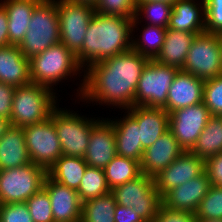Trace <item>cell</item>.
I'll use <instances>...</instances> for the list:
<instances>
[{
	"label": "cell",
	"mask_w": 222,
	"mask_h": 222,
	"mask_svg": "<svg viewBox=\"0 0 222 222\" xmlns=\"http://www.w3.org/2000/svg\"><path fill=\"white\" fill-rule=\"evenodd\" d=\"M150 60L130 49L88 65L81 84L80 99L130 109L142 71Z\"/></svg>",
	"instance_id": "cell-1"
},
{
	"label": "cell",
	"mask_w": 222,
	"mask_h": 222,
	"mask_svg": "<svg viewBox=\"0 0 222 222\" xmlns=\"http://www.w3.org/2000/svg\"><path fill=\"white\" fill-rule=\"evenodd\" d=\"M131 34L132 18L95 12L76 59L83 69L88 64L127 52L131 49Z\"/></svg>",
	"instance_id": "cell-2"
},
{
	"label": "cell",
	"mask_w": 222,
	"mask_h": 222,
	"mask_svg": "<svg viewBox=\"0 0 222 222\" xmlns=\"http://www.w3.org/2000/svg\"><path fill=\"white\" fill-rule=\"evenodd\" d=\"M60 42L57 1L42 0L34 9L28 30L18 45L27 59Z\"/></svg>",
	"instance_id": "cell-3"
},
{
	"label": "cell",
	"mask_w": 222,
	"mask_h": 222,
	"mask_svg": "<svg viewBox=\"0 0 222 222\" xmlns=\"http://www.w3.org/2000/svg\"><path fill=\"white\" fill-rule=\"evenodd\" d=\"M52 90L36 83L15 87L10 124L23 128L49 118L57 105Z\"/></svg>",
	"instance_id": "cell-4"
},
{
	"label": "cell",
	"mask_w": 222,
	"mask_h": 222,
	"mask_svg": "<svg viewBox=\"0 0 222 222\" xmlns=\"http://www.w3.org/2000/svg\"><path fill=\"white\" fill-rule=\"evenodd\" d=\"M29 68L31 83L44 85L51 89L54 84L71 76V73L74 76L83 70L76 55L61 42L29 59Z\"/></svg>",
	"instance_id": "cell-5"
},
{
	"label": "cell",
	"mask_w": 222,
	"mask_h": 222,
	"mask_svg": "<svg viewBox=\"0 0 222 222\" xmlns=\"http://www.w3.org/2000/svg\"><path fill=\"white\" fill-rule=\"evenodd\" d=\"M118 205L131 207L145 222H153L162 204L153 177L142 173L134 180L110 190Z\"/></svg>",
	"instance_id": "cell-6"
},
{
	"label": "cell",
	"mask_w": 222,
	"mask_h": 222,
	"mask_svg": "<svg viewBox=\"0 0 222 222\" xmlns=\"http://www.w3.org/2000/svg\"><path fill=\"white\" fill-rule=\"evenodd\" d=\"M46 176L47 171L32 162L0 170V204L26 202L43 188Z\"/></svg>",
	"instance_id": "cell-7"
},
{
	"label": "cell",
	"mask_w": 222,
	"mask_h": 222,
	"mask_svg": "<svg viewBox=\"0 0 222 222\" xmlns=\"http://www.w3.org/2000/svg\"><path fill=\"white\" fill-rule=\"evenodd\" d=\"M180 69L150 60L142 71L134 98V106L164 108L168 91Z\"/></svg>",
	"instance_id": "cell-8"
},
{
	"label": "cell",
	"mask_w": 222,
	"mask_h": 222,
	"mask_svg": "<svg viewBox=\"0 0 222 222\" xmlns=\"http://www.w3.org/2000/svg\"><path fill=\"white\" fill-rule=\"evenodd\" d=\"M60 109L56 106L50 117L60 140L62 155L84 158L93 124L97 120Z\"/></svg>",
	"instance_id": "cell-9"
},
{
	"label": "cell",
	"mask_w": 222,
	"mask_h": 222,
	"mask_svg": "<svg viewBox=\"0 0 222 222\" xmlns=\"http://www.w3.org/2000/svg\"><path fill=\"white\" fill-rule=\"evenodd\" d=\"M180 70L203 80L222 75L221 49L217 34H197Z\"/></svg>",
	"instance_id": "cell-10"
},
{
	"label": "cell",
	"mask_w": 222,
	"mask_h": 222,
	"mask_svg": "<svg viewBox=\"0 0 222 222\" xmlns=\"http://www.w3.org/2000/svg\"><path fill=\"white\" fill-rule=\"evenodd\" d=\"M23 132L30 161L48 171L62 155L52 118L23 127Z\"/></svg>",
	"instance_id": "cell-11"
},
{
	"label": "cell",
	"mask_w": 222,
	"mask_h": 222,
	"mask_svg": "<svg viewBox=\"0 0 222 222\" xmlns=\"http://www.w3.org/2000/svg\"><path fill=\"white\" fill-rule=\"evenodd\" d=\"M57 12L60 23V42L76 55L82 49L95 9L88 4L57 0Z\"/></svg>",
	"instance_id": "cell-12"
},
{
	"label": "cell",
	"mask_w": 222,
	"mask_h": 222,
	"mask_svg": "<svg viewBox=\"0 0 222 222\" xmlns=\"http://www.w3.org/2000/svg\"><path fill=\"white\" fill-rule=\"evenodd\" d=\"M211 116L204 102L169 114V130L184 151H191Z\"/></svg>",
	"instance_id": "cell-13"
},
{
	"label": "cell",
	"mask_w": 222,
	"mask_h": 222,
	"mask_svg": "<svg viewBox=\"0 0 222 222\" xmlns=\"http://www.w3.org/2000/svg\"><path fill=\"white\" fill-rule=\"evenodd\" d=\"M205 171V160L184 151L168 167L153 176L154 186L163 197L171 189L185 184Z\"/></svg>",
	"instance_id": "cell-14"
},
{
	"label": "cell",
	"mask_w": 222,
	"mask_h": 222,
	"mask_svg": "<svg viewBox=\"0 0 222 222\" xmlns=\"http://www.w3.org/2000/svg\"><path fill=\"white\" fill-rule=\"evenodd\" d=\"M43 189L49 195L54 222H80L82 202L77 190L53 180L48 174Z\"/></svg>",
	"instance_id": "cell-15"
},
{
	"label": "cell",
	"mask_w": 222,
	"mask_h": 222,
	"mask_svg": "<svg viewBox=\"0 0 222 222\" xmlns=\"http://www.w3.org/2000/svg\"><path fill=\"white\" fill-rule=\"evenodd\" d=\"M117 155L116 138L113 124L107 120H99L93 124L89 145L84 159L88 166L104 169Z\"/></svg>",
	"instance_id": "cell-16"
},
{
	"label": "cell",
	"mask_w": 222,
	"mask_h": 222,
	"mask_svg": "<svg viewBox=\"0 0 222 222\" xmlns=\"http://www.w3.org/2000/svg\"><path fill=\"white\" fill-rule=\"evenodd\" d=\"M211 185L204 171L198 177L168 191L162 197V204L169 209L195 213Z\"/></svg>",
	"instance_id": "cell-17"
},
{
	"label": "cell",
	"mask_w": 222,
	"mask_h": 222,
	"mask_svg": "<svg viewBox=\"0 0 222 222\" xmlns=\"http://www.w3.org/2000/svg\"><path fill=\"white\" fill-rule=\"evenodd\" d=\"M205 80L179 70L168 91L166 106L168 114L176 109L203 102Z\"/></svg>",
	"instance_id": "cell-18"
},
{
	"label": "cell",
	"mask_w": 222,
	"mask_h": 222,
	"mask_svg": "<svg viewBox=\"0 0 222 222\" xmlns=\"http://www.w3.org/2000/svg\"><path fill=\"white\" fill-rule=\"evenodd\" d=\"M184 150L181 148L170 130L160 136L155 143L146 148L140 162L141 172L155 176L168 167Z\"/></svg>",
	"instance_id": "cell-19"
},
{
	"label": "cell",
	"mask_w": 222,
	"mask_h": 222,
	"mask_svg": "<svg viewBox=\"0 0 222 222\" xmlns=\"http://www.w3.org/2000/svg\"><path fill=\"white\" fill-rule=\"evenodd\" d=\"M128 113L138 122L143 150L169 130V114L163 108L133 106Z\"/></svg>",
	"instance_id": "cell-20"
},
{
	"label": "cell",
	"mask_w": 222,
	"mask_h": 222,
	"mask_svg": "<svg viewBox=\"0 0 222 222\" xmlns=\"http://www.w3.org/2000/svg\"><path fill=\"white\" fill-rule=\"evenodd\" d=\"M0 82L13 87L31 83L29 59L18 45L0 47Z\"/></svg>",
	"instance_id": "cell-21"
},
{
	"label": "cell",
	"mask_w": 222,
	"mask_h": 222,
	"mask_svg": "<svg viewBox=\"0 0 222 222\" xmlns=\"http://www.w3.org/2000/svg\"><path fill=\"white\" fill-rule=\"evenodd\" d=\"M205 3H195L193 0H176L172 5L170 22L167 29L182 32H205Z\"/></svg>",
	"instance_id": "cell-22"
},
{
	"label": "cell",
	"mask_w": 222,
	"mask_h": 222,
	"mask_svg": "<svg viewBox=\"0 0 222 222\" xmlns=\"http://www.w3.org/2000/svg\"><path fill=\"white\" fill-rule=\"evenodd\" d=\"M31 163L23 128L12 126L0 138V170L11 169Z\"/></svg>",
	"instance_id": "cell-23"
},
{
	"label": "cell",
	"mask_w": 222,
	"mask_h": 222,
	"mask_svg": "<svg viewBox=\"0 0 222 222\" xmlns=\"http://www.w3.org/2000/svg\"><path fill=\"white\" fill-rule=\"evenodd\" d=\"M109 121L114 127L117 155L141 162L144 150L139 139L138 122L128 112L120 121Z\"/></svg>",
	"instance_id": "cell-24"
},
{
	"label": "cell",
	"mask_w": 222,
	"mask_h": 222,
	"mask_svg": "<svg viewBox=\"0 0 222 222\" xmlns=\"http://www.w3.org/2000/svg\"><path fill=\"white\" fill-rule=\"evenodd\" d=\"M42 0H4L0 2L8 15L9 45H19L26 34L31 15Z\"/></svg>",
	"instance_id": "cell-25"
},
{
	"label": "cell",
	"mask_w": 222,
	"mask_h": 222,
	"mask_svg": "<svg viewBox=\"0 0 222 222\" xmlns=\"http://www.w3.org/2000/svg\"><path fill=\"white\" fill-rule=\"evenodd\" d=\"M197 34L167 29L164 43L157 58V62L181 69L188 51Z\"/></svg>",
	"instance_id": "cell-26"
},
{
	"label": "cell",
	"mask_w": 222,
	"mask_h": 222,
	"mask_svg": "<svg viewBox=\"0 0 222 222\" xmlns=\"http://www.w3.org/2000/svg\"><path fill=\"white\" fill-rule=\"evenodd\" d=\"M87 166L83 157L61 155L47 174L68 188L78 190Z\"/></svg>",
	"instance_id": "cell-27"
},
{
	"label": "cell",
	"mask_w": 222,
	"mask_h": 222,
	"mask_svg": "<svg viewBox=\"0 0 222 222\" xmlns=\"http://www.w3.org/2000/svg\"><path fill=\"white\" fill-rule=\"evenodd\" d=\"M191 152L204 160L222 153V116L209 117Z\"/></svg>",
	"instance_id": "cell-28"
},
{
	"label": "cell",
	"mask_w": 222,
	"mask_h": 222,
	"mask_svg": "<svg viewBox=\"0 0 222 222\" xmlns=\"http://www.w3.org/2000/svg\"><path fill=\"white\" fill-rule=\"evenodd\" d=\"M103 170L110 190L142 174L139 161L118 155Z\"/></svg>",
	"instance_id": "cell-29"
},
{
	"label": "cell",
	"mask_w": 222,
	"mask_h": 222,
	"mask_svg": "<svg viewBox=\"0 0 222 222\" xmlns=\"http://www.w3.org/2000/svg\"><path fill=\"white\" fill-rule=\"evenodd\" d=\"M116 205L111 193L84 201L80 222H115Z\"/></svg>",
	"instance_id": "cell-30"
},
{
	"label": "cell",
	"mask_w": 222,
	"mask_h": 222,
	"mask_svg": "<svg viewBox=\"0 0 222 222\" xmlns=\"http://www.w3.org/2000/svg\"><path fill=\"white\" fill-rule=\"evenodd\" d=\"M167 28L160 26H144L141 39L131 41V49L149 60H155L159 55L165 40ZM142 40V41H139Z\"/></svg>",
	"instance_id": "cell-31"
},
{
	"label": "cell",
	"mask_w": 222,
	"mask_h": 222,
	"mask_svg": "<svg viewBox=\"0 0 222 222\" xmlns=\"http://www.w3.org/2000/svg\"><path fill=\"white\" fill-rule=\"evenodd\" d=\"M77 192L82 203L109 194L104 170L87 166Z\"/></svg>",
	"instance_id": "cell-32"
},
{
	"label": "cell",
	"mask_w": 222,
	"mask_h": 222,
	"mask_svg": "<svg viewBox=\"0 0 222 222\" xmlns=\"http://www.w3.org/2000/svg\"><path fill=\"white\" fill-rule=\"evenodd\" d=\"M171 11L172 5L164 2H137L136 14L132 19V32L134 27L137 28L136 24L139 23V15L142 16V13L146 20H149L148 25L168 28Z\"/></svg>",
	"instance_id": "cell-33"
},
{
	"label": "cell",
	"mask_w": 222,
	"mask_h": 222,
	"mask_svg": "<svg viewBox=\"0 0 222 222\" xmlns=\"http://www.w3.org/2000/svg\"><path fill=\"white\" fill-rule=\"evenodd\" d=\"M196 220L222 219V187L211 185L195 212Z\"/></svg>",
	"instance_id": "cell-34"
},
{
	"label": "cell",
	"mask_w": 222,
	"mask_h": 222,
	"mask_svg": "<svg viewBox=\"0 0 222 222\" xmlns=\"http://www.w3.org/2000/svg\"><path fill=\"white\" fill-rule=\"evenodd\" d=\"M34 222H54L51 201L48 193L42 188L26 202Z\"/></svg>",
	"instance_id": "cell-35"
},
{
	"label": "cell",
	"mask_w": 222,
	"mask_h": 222,
	"mask_svg": "<svg viewBox=\"0 0 222 222\" xmlns=\"http://www.w3.org/2000/svg\"><path fill=\"white\" fill-rule=\"evenodd\" d=\"M95 12L106 15H117L134 18L137 9L136 0H98Z\"/></svg>",
	"instance_id": "cell-36"
},
{
	"label": "cell",
	"mask_w": 222,
	"mask_h": 222,
	"mask_svg": "<svg viewBox=\"0 0 222 222\" xmlns=\"http://www.w3.org/2000/svg\"><path fill=\"white\" fill-rule=\"evenodd\" d=\"M203 102L211 115L222 116V75L205 80Z\"/></svg>",
	"instance_id": "cell-37"
},
{
	"label": "cell",
	"mask_w": 222,
	"mask_h": 222,
	"mask_svg": "<svg viewBox=\"0 0 222 222\" xmlns=\"http://www.w3.org/2000/svg\"><path fill=\"white\" fill-rule=\"evenodd\" d=\"M205 32L222 33V0H204Z\"/></svg>",
	"instance_id": "cell-38"
},
{
	"label": "cell",
	"mask_w": 222,
	"mask_h": 222,
	"mask_svg": "<svg viewBox=\"0 0 222 222\" xmlns=\"http://www.w3.org/2000/svg\"><path fill=\"white\" fill-rule=\"evenodd\" d=\"M0 220L2 222H34L25 202L0 204Z\"/></svg>",
	"instance_id": "cell-39"
},
{
	"label": "cell",
	"mask_w": 222,
	"mask_h": 222,
	"mask_svg": "<svg viewBox=\"0 0 222 222\" xmlns=\"http://www.w3.org/2000/svg\"><path fill=\"white\" fill-rule=\"evenodd\" d=\"M153 222H196L195 213L169 209L160 205Z\"/></svg>",
	"instance_id": "cell-40"
},
{
	"label": "cell",
	"mask_w": 222,
	"mask_h": 222,
	"mask_svg": "<svg viewBox=\"0 0 222 222\" xmlns=\"http://www.w3.org/2000/svg\"><path fill=\"white\" fill-rule=\"evenodd\" d=\"M205 171L212 185L222 187V153L205 160Z\"/></svg>",
	"instance_id": "cell-41"
},
{
	"label": "cell",
	"mask_w": 222,
	"mask_h": 222,
	"mask_svg": "<svg viewBox=\"0 0 222 222\" xmlns=\"http://www.w3.org/2000/svg\"><path fill=\"white\" fill-rule=\"evenodd\" d=\"M15 87L0 82V117L10 120Z\"/></svg>",
	"instance_id": "cell-42"
},
{
	"label": "cell",
	"mask_w": 222,
	"mask_h": 222,
	"mask_svg": "<svg viewBox=\"0 0 222 222\" xmlns=\"http://www.w3.org/2000/svg\"><path fill=\"white\" fill-rule=\"evenodd\" d=\"M115 222H145L131 207L116 205Z\"/></svg>",
	"instance_id": "cell-43"
},
{
	"label": "cell",
	"mask_w": 222,
	"mask_h": 222,
	"mask_svg": "<svg viewBox=\"0 0 222 222\" xmlns=\"http://www.w3.org/2000/svg\"><path fill=\"white\" fill-rule=\"evenodd\" d=\"M9 45L8 15L4 6L0 3V47Z\"/></svg>",
	"instance_id": "cell-44"
},
{
	"label": "cell",
	"mask_w": 222,
	"mask_h": 222,
	"mask_svg": "<svg viewBox=\"0 0 222 222\" xmlns=\"http://www.w3.org/2000/svg\"><path fill=\"white\" fill-rule=\"evenodd\" d=\"M10 125V120L0 117V138L5 134Z\"/></svg>",
	"instance_id": "cell-45"
},
{
	"label": "cell",
	"mask_w": 222,
	"mask_h": 222,
	"mask_svg": "<svg viewBox=\"0 0 222 222\" xmlns=\"http://www.w3.org/2000/svg\"><path fill=\"white\" fill-rule=\"evenodd\" d=\"M71 2H76V3H82V4H88L93 7L97 4L98 0H69Z\"/></svg>",
	"instance_id": "cell-46"
},
{
	"label": "cell",
	"mask_w": 222,
	"mask_h": 222,
	"mask_svg": "<svg viewBox=\"0 0 222 222\" xmlns=\"http://www.w3.org/2000/svg\"><path fill=\"white\" fill-rule=\"evenodd\" d=\"M136 2H164L173 5L176 0H136Z\"/></svg>",
	"instance_id": "cell-47"
},
{
	"label": "cell",
	"mask_w": 222,
	"mask_h": 222,
	"mask_svg": "<svg viewBox=\"0 0 222 222\" xmlns=\"http://www.w3.org/2000/svg\"><path fill=\"white\" fill-rule=\"evenodd\" d=\"M217 37L221 49V58H222V33H217Z\"/></svg>",
	"instance_id": "cell-48"
},
{
	"label": "cell",
	"mask_w": 222,
	"mask_h": 222,
	"mask_svg": "<svg viewBox=\"0 0 222 222\" xmlns=\"http://www.w3.org/2000/svg\"><path fill=\"white\" fill-rule=\"evenodd\" d=\"M196 222H222V219H218V220H213V219H208V220H196Z\"/></svg>",
	"instance_id": "cell-49"
}]
</instances>
